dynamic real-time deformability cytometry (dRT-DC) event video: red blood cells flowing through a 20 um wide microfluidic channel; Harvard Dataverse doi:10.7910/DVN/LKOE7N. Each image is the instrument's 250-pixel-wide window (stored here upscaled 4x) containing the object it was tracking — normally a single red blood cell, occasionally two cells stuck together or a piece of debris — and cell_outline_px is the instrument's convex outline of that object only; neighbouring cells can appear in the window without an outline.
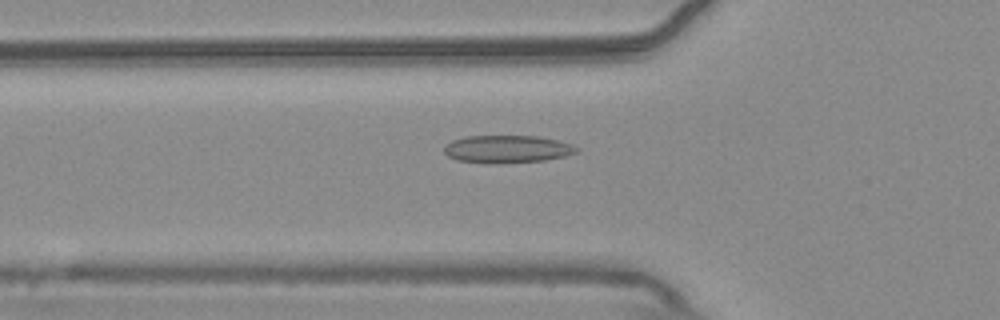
{"species": "common noctule bat (a hibernating species)", "species_latin": "Nyctalus noctula", "temperature_condition": "warm", "stored_images_in_passage": 55, "camera_frame_rate_fps": 3000, "um_per_image_px": 0.085, "animal": {"sex": "male", "body_mass_g": 20.4}, "frame": {"image": 1, "passage_image": 19, "time_ms": 6.0, "image_size_px": [1000, 320], "cell_outline_px": [[580, 148], [576, 152], [564, 156], [544, 160], [488, 164], [456, 160], [448, 156], [444, 152], [444, 148], [452, 140], [468, 136], [536, 136], [556, 140], [572, 144]], "centroid_in_image_um": [43.09, 12.68], "position_along_channel_um": 82.7, "area_um2": 21.21}}
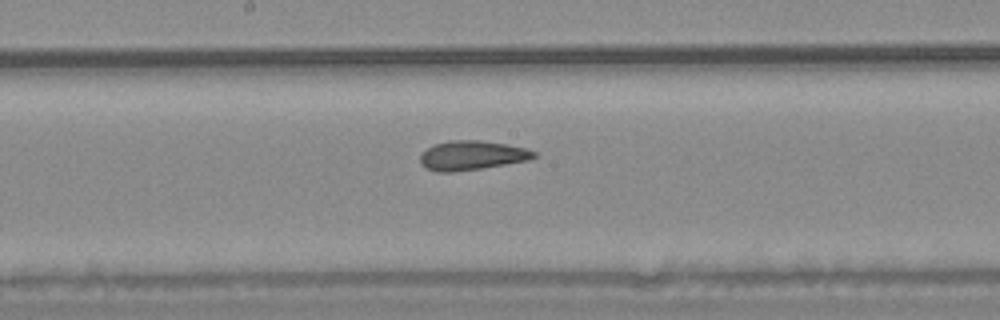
{"frame": {"image": 2, "passage_image": 29, "time_ms": 9.333, "image_size_px": [1000, 320], "cell_outline_px": [[536, 156], [528, 160], [480, 168], [452, 172], [436, 172], [424, 168], [420, 164], [420, 156], [428, 148], [436, 144], [448, 140], [480, 140], [504, 144], [524, 148], [536, 152]], "centroid_in_image_um": [40.06, 13.21], "position_along_channel_um": 208.1, "area_um2": 19.19}}
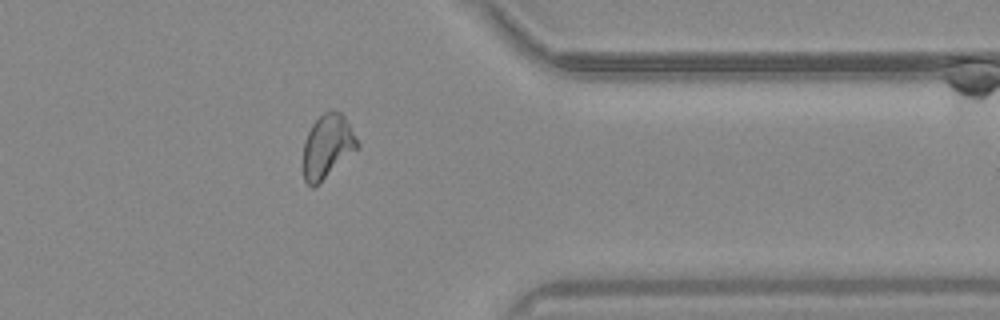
{"frame": {"image": 3, "passage_image": 44, "time_ms": 14.333, "image_size_px": [1000, 320], "cell_outline_px": [[360, 148], [312, 188], [304, 180], [304, 140], [312, 124], [324, 112], [332, 108], [340, 112], [344, 116], [360, 144]], "centroid_in_image_um": [27.85, 12.41], "position_along_channel_um": 383.6, "area_um2": 20.0}, "authors_computed_cell_mechanics": {"area_um2": 20.6346, "velocity_mm_per_s": 3.7436, "shape_relaxation_time_tau1_ms": null, "shape_relaxation_time_tau2_ms": 2.2966, "deformation_change_tau1": null, "deformation_change_tau2": 0.0911}}